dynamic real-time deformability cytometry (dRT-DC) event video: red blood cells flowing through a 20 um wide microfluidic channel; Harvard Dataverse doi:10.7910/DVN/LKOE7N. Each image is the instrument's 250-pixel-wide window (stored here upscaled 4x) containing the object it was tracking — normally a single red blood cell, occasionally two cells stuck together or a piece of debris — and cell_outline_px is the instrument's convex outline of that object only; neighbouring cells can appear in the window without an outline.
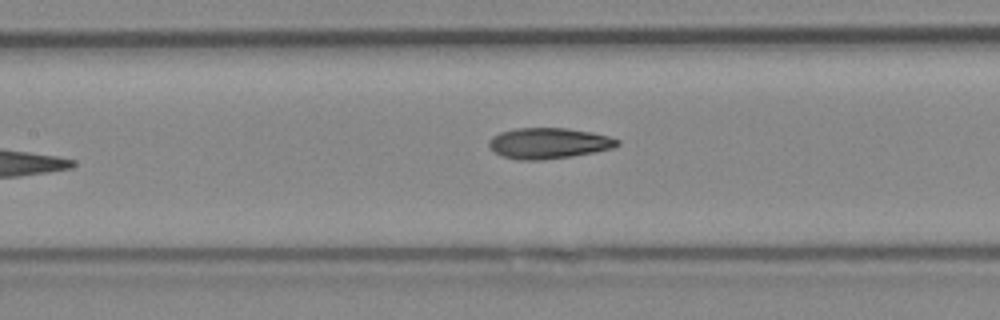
{"species": "Egyptian fruit bat (a non-hibernating species)", "species_latin": "Rousettus aegyptiacus", "temperature_condition": "cold", "stored_images_in_passage": 9, "camera_frame_rate_fps": 3000, "um_per_image_px": 0.085, "animal": {"sex": "female"}, "frame": {"image": 1, "passage_image": 8, "time_ms": 2.333, "image_size_px": [1000, 320], "cell_outline_px": [[620, 144], [612, 148], [596, 152], [572, 156], [540, 160], [516, 160], [500, 156], [488, 144], [488, 140], [492, 136], [500, 132], [516, 128], [568, 128], [592, 132], [608, 136], [620, 140]], "centroid_in_image_um": [46.63, 12.17], "position_along_channel_um": 160.8, "area_um2": 23.18}}
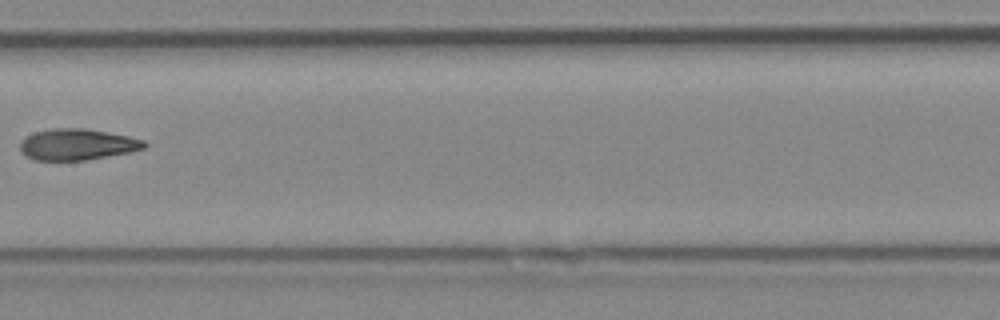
{"frame": {"image": 2, "passage_image": 9, "time_ms": 2.667, "image_size_px": [1000, 320], "cell_outline_px": [[148, 144], [144, 148], [132, 152], [88, 160], [36, 160], [20, 152], [20, 144], [28, 136], [36, 132], [52, 128], [84, 128], [108, 132], [128, 136], [144, 140]], "centroid_in_image_um": [6.61, 12.28], "position_along_channel_um": 200.8, "area_um2": 22.54}}